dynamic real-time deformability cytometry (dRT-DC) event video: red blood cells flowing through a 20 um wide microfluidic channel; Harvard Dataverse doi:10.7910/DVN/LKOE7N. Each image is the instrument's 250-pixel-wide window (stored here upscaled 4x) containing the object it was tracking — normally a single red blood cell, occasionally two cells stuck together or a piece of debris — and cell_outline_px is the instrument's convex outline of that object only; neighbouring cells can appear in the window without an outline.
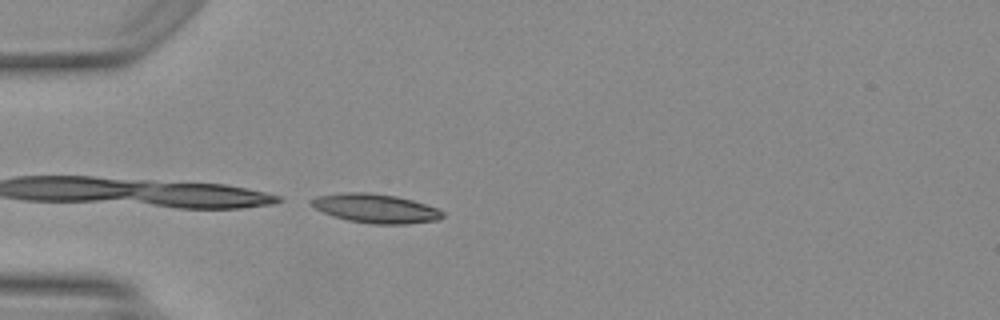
{"species": "Egyptian fruit bat (a non-hibernating species)", "species_latin": "Rousettus aegyptiacus", "temperature_condition": "warm", "stored_images_in_passage": 2, "camera_frame_rate_fps": 3000, "um_per_image_px": 0.085, "animal": {"sex": "female"}, "frame": {"image": 1, "passage_image": 2, "time_ms": 0.333, "image_size_px": [1000, 320], "cell_outline_px": [[444, 216], [436, 220], [408, 224], [372, 224], [348, 220], [332, 216], [316, 208], [312, 204], [312, 200], [316, 196], [352, 192], [368, 192], [396, 196], [412, 200], [436, 208], [444, 212]], "centroid_in_image_um": [31.95, 17.72], "position_along_channel_um": 53.0, "area_um2": 21.91}}